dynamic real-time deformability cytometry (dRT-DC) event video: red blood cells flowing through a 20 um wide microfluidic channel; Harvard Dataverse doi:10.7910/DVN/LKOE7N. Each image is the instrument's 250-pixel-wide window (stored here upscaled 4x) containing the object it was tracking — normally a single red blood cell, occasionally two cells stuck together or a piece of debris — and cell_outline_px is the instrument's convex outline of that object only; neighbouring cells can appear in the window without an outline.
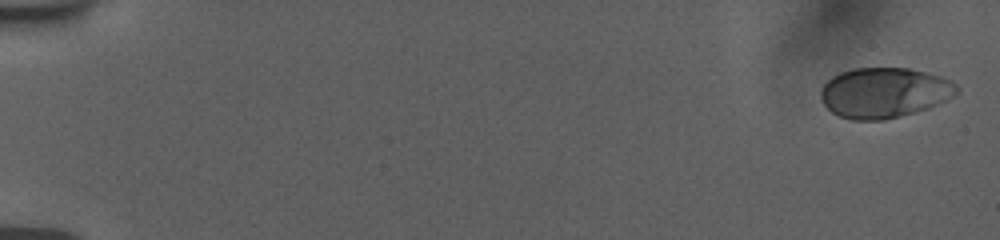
{"species": "human", "species_latin": "Homo sapiens", "temperature_condition": "room temperature", "stored_images_in_passage": 32, "camera_frame_rate_fps": 3000, "um_per_image_px": 0.085, "donor": {"sex": "female"}, "frame": {"image": 1, "passage_image": 1, "time_ms": 0.0, "image_size_px": [1000, 240], "cell_outline_px": [[960, 92], [928, 108], [916, 112], [884, 120], [852, 120], [840, 116], [832, 112], [820, 100], [820, 88], [832, 76], [840, 72], [856, 68], [908, 68], [940, 76], [952, 80], [960, 88]], "centroid_in_image_um": [75.15, 7.88], "position_along_channel_um": 9.8, "area_um2": 39.94}}
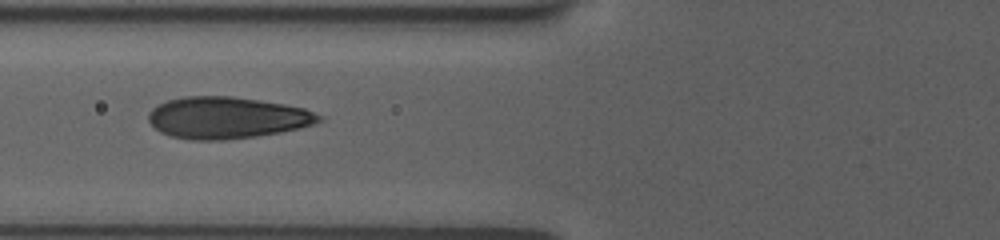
{"frame": {"image": 2, "passage_image": 25, "time_ms": 7.333, "image_size_px": [1000, 240], "cell_outline_px": [[324, 120], [316, 124], [300, 128], [280, 132], [256, 136], [224, 140], [192, 140], [172, 136], [160, 132], [148, 120], [148, 112], [152, 108], [168, 100], [184, 96], [232, 96], [260, 100], [284, 104], [304, 108], [324, 116]], "centroid_in_image_um": [19.32, 10.0], "position_along_channel_um": 106.5, "area_um2": 41.56}}
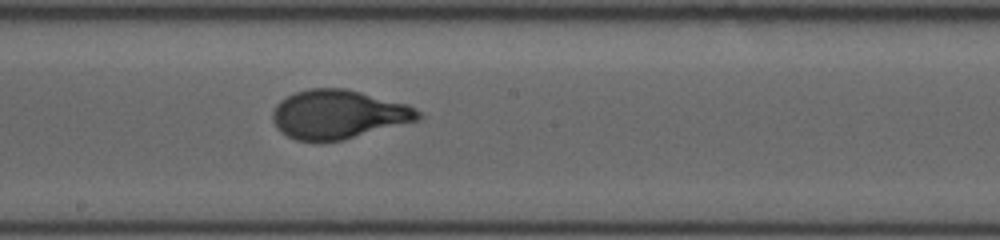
{"frame": {"image": 3, "passage_image": 32, "time_ms": 10.333, "image_size_px": [1000, 240], "cell_outline_px": [[424, 116], [420, 120], [344, 140], [316, 144], [296, 140], [280, 132], [276, 128], [272, 120], [272, 112], [276, 104], [280, 100], [296, 92], [308, 88], [344, 88], [408, 104], [420, 112]], "centroid_in_image_um": [28.74, 9.76], "position_along_channel_um": 219.5, "area_um2": 42.19}}